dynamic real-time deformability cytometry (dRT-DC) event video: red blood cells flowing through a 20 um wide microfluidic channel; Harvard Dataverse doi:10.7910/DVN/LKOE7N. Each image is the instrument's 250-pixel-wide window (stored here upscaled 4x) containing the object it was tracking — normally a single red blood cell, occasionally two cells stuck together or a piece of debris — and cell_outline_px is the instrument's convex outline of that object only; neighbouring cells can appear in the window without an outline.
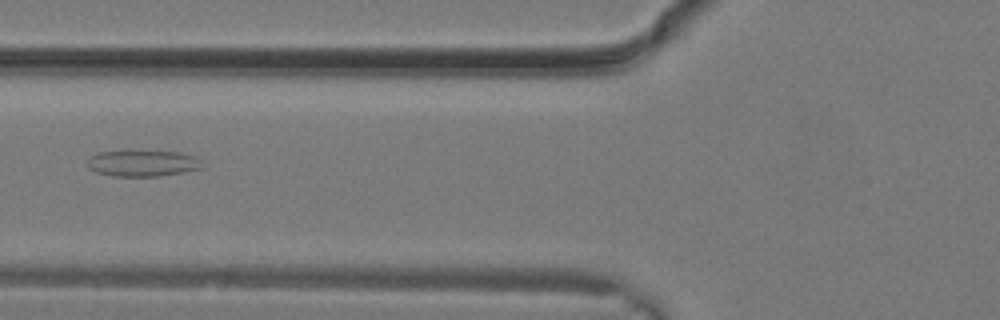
{"species": "common noctule bat (a hibernating species)", "species_latin": "Nyctalus noctula", "temperature_condition": "warm", "stored_images_in_passage": 24, "segment_of_instrument_passage": [1, 2], "camera_frame_rate_fps": 3000, "um_per_image_px": 0.085, "animal": {"sex": "male", "body_mass_g": 19.2, "forearm_length_mm": 51.8}, "frame": {"image": 1, "passage_image": 7, "time_ms": 2.0, "image_size_px": [1000, 320], "cell_outline_px": [[204, 168], [184, 172], [160, 176], [112, 176], [96, 172], [88, 168], [88, 160], [92, 156], [100, 152], [180, 152], [196, 156], [200, 160]], "centroid_in_image_um": [12.18, 13.9], "position_along_channel_um": 113.6, "area_um2": 17.28}}
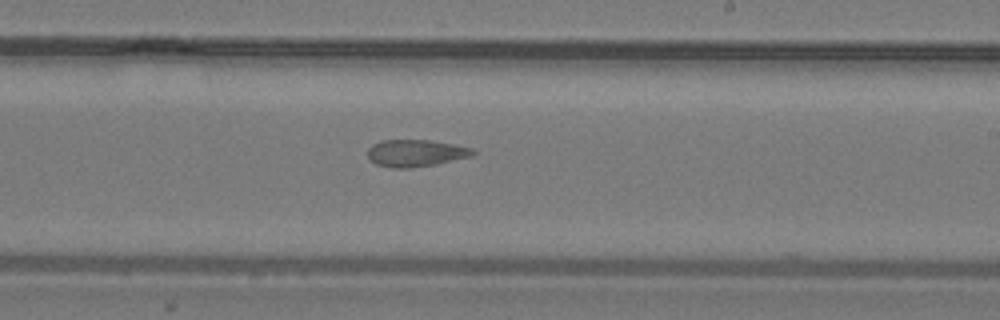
{"frame": {"image": 2, "passage_image": 13, "time_ms": 4.0, "image_size_px": [1000, 320], "cell_outline_px": [[476, 152], [472, 156], [436, 164], [408, 168], [392, 168], [376, 164], [368, 160], [368, 148], [372, 144], [380, 140], [428, 140], [452, 144], [472, 148]], "centroid_in_image_um": [35.29, 13.01], "position_along_channel_um": 253.7, "area_um2": 16.59}}
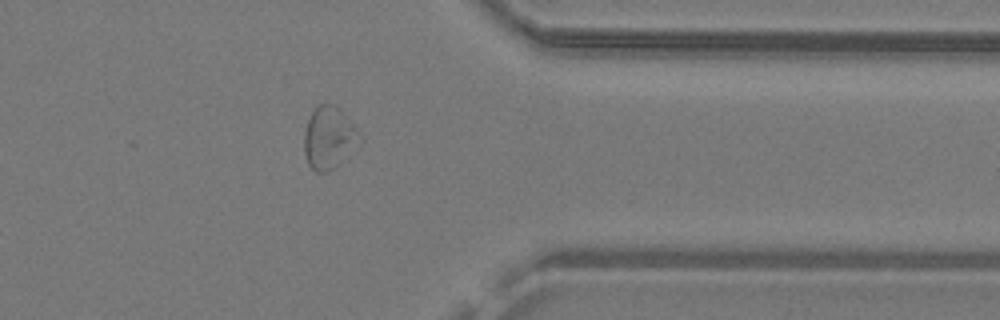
{"frame": {"image": 3, "passage_image": 19, "time_ms": 6.0, "image_size_px": [1000, 320], "cell_outline_px": [[360, 136], [336, 164], [332, 168], [324, 172], [316, 172], [308, 164], [304, 152], [304, 132], [308, 120], [316, 104], [336, 104], [340, 108], [360, 132]], "centroid_in_image_um": [27.88, 11.63], "position_along_channel_um": 383.5, "area_um2": 19.31}}